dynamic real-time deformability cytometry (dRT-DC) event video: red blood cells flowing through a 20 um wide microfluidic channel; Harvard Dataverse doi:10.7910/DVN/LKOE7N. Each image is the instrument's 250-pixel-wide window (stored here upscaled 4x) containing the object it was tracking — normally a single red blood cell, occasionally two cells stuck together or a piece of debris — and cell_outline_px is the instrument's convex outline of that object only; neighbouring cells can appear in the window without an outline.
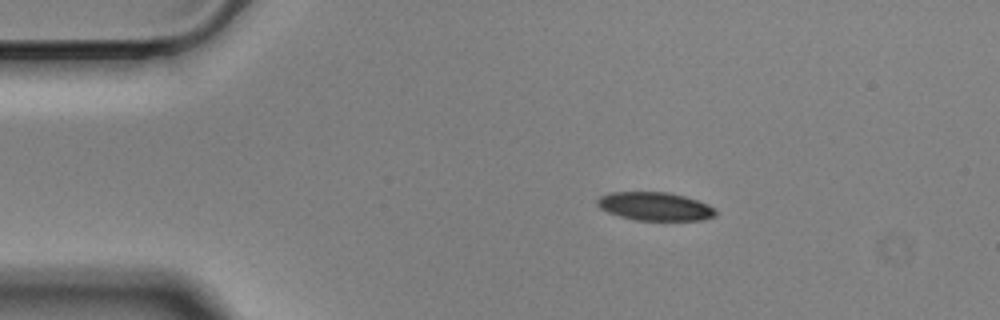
{"species": "Egyptian fruit bat (a non-hibernating species)", "species_latin": "Rousettus aegyptiacus", "temperature_condition": "cold", "stored_images_in_passage": 48, "camera_frame_rate_fps": 3000, "um_per_image_px": 0.085, "animal": {"sex": "male"}, "frame": {"image": 1, "passage_image": 1, "time_ms": 0.0, "image_size_px": [1000, 320], "cell_outline_px": [[716, 216], [700, 220], [636, 220], [620, 216], [608, 212], [600, 208], [596, 204], [596, 200], [600, 196], [608, 192], [668, 192], [684, 196], [708, 204], [716, 208]], "centroid_in_image_um": [55.66, 17.54], "position_along_channel_um": 29.3, "area_um2": 19.59}}
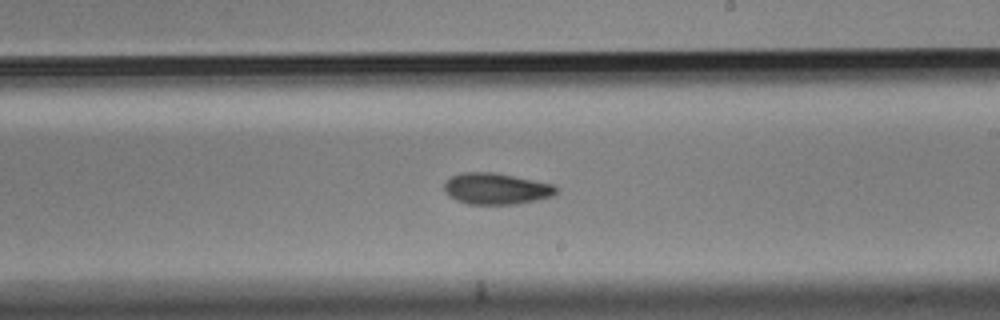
{"frame": {"image": 2, "passage_image": 24, "time_ms": 7.667, "image_size_px": [1000, 320], "cell_outline_px": [[560, 188], [552, 196], [536, 200], [516, 204], [468, 204], [456, 200], [448, 196], [444, 192], [444, 180], [460, 172], [492, 172], [552, 184]], "centroid_in_image_um": [42.12, 16.04], "position_along_channel_um": 246.9, "area_um2": 20.46}}
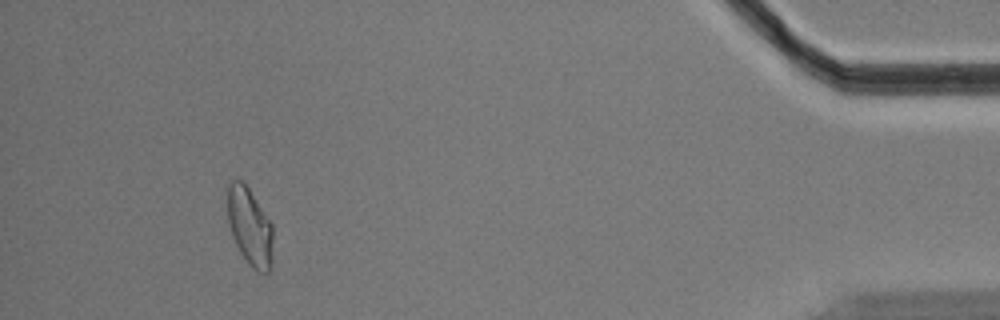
{"frame": {"image": 3, "passage_image": 44, "time_ms": 14.333, "image_size_px": [1000, 320], "cell_outline_px": [[272, 264], [268, 272], [256, 272], [248, 264], [240, 252], [232, 236], [228, 224], [224, 192], [224, 184], [228, 180], [240, 180], [248, 188], [272, 224]], "centroid_in_image_um": [21.16, 19.21], "position_along_channel_um": 414.0, "area_um2": 21.27}, "authors_computed_cell_mechanics": {"area_um2": 20.8947, "velocity_mm_per_s": 3.4928, "shape_relaxation_time_tau1_ms": 3.9877, "shape_relaxation_time_tau2_ms": 8.2569, "deformation_change_tau1": 0.1467, "deformation_change_tau2": 0.1388}}